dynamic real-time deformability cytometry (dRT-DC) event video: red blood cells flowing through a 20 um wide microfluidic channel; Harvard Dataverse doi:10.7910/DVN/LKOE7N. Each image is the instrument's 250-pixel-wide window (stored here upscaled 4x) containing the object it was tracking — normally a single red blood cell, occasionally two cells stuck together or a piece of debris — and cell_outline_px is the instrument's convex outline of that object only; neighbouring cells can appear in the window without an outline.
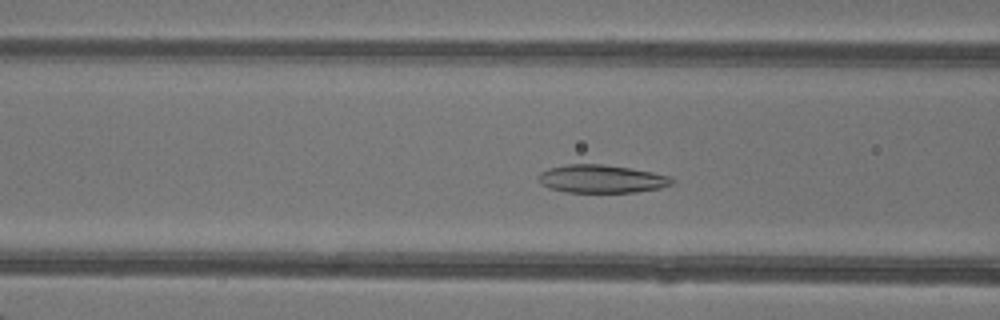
{"species": "common noctule bat (a hibernating species)", "species_latin": "Nyctalus noctula", "temperature_condition": "warm", "stored_images_in_passage": 45, "camera_frame_rate_fps": 3000, "um_per_image_px": 0.085, "animal": {"sex": "female"}, "frame": {"image": 1, "passage_image": 16, "time_ms": 5.0, "image_size_px": [1000, 320], "cell_outline_px": [[676, 180], [672, 184], [660, 188], [636, 192], [568, 192], [548, 188], [540, 184], [540, 172], [548, 168], [568, 164], [604, 164], [632, 168], [672, 176]], "centroid_in_image_um": [51.17, 15.2], "position_along_channel_um": 115.4, "area_um2": 21.96}}
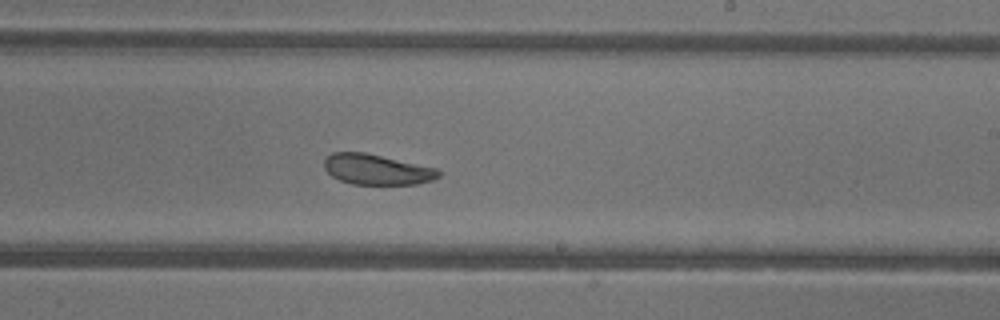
{"frame": {"image": 2, "passage_image": 26, "time_ms": 8.333, "image_size_px": [1000, 320], "cell_outline_px": [[440, 176], [432, 180], [416, 184], [352, 184], [340, 180], [332, 176], [324, 168], [324, 160], [332, 152], [364, 152], [440, 168]], "centroid_in_image_um": [32.06, 14.4], "position_along_channel_um": 256.9, "area_um2": 20.4}}
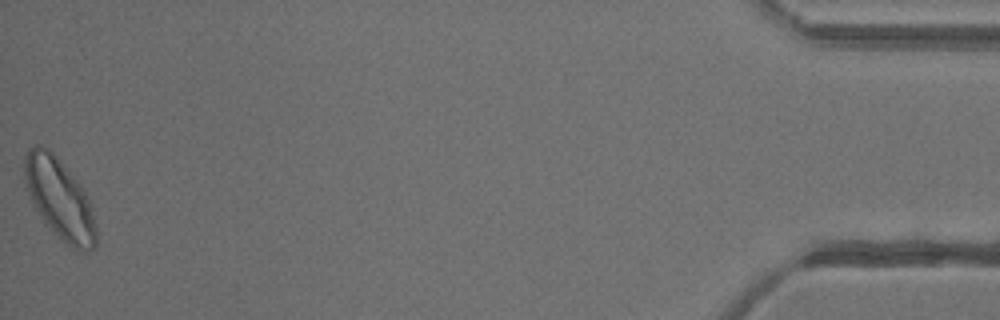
{"frame": {"image": 3, "passage_image": 45, "time_ms": 14.667, "image_size_px": [1000, 320], "cell_outline_px": [[96, 244], [88, 252], [84, 252], [72, 248], [56, 236], [44, 224], [32, 204], [24, 188], [24, 156], [28, 148], [36, 144], [40, 144], [48, 148], [60, 160], [76, 180], [88, 196], [92, 208], [96, 224]], "centroid_in_image_um": [5.02, 16.91], "position_along_channel_um": 430.2, "area_um2": 34.28}, "authors_computed_cell_mechanics": {"area_um2": 23.698, "velocity_mm_per_s": 4.2504, "shape_relaxation_time_tau1_ms": 3.4819, "shape_relaxation_time_tau2_ms": 5.5059, "deformation_change_tau1": 0.1058, "deformation_change_tau2": 0.1176}}